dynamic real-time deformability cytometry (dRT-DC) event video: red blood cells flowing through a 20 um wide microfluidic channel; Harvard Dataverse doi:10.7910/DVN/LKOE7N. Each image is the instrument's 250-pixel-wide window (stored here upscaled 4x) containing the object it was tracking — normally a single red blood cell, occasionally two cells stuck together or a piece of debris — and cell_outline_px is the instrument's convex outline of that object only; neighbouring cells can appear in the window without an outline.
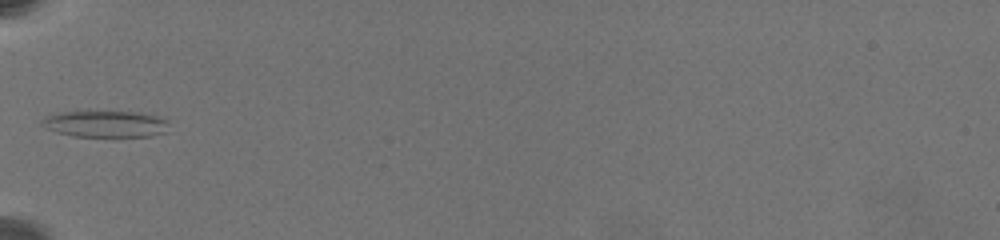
{"species": "common noctule bat (a hibernating species)", "species_latin": "Nyctalus noctula", "temperature_condition": "warm", "stored_images_in_passage": 39, "camera_frame_rate_fps": 3000, "um_per_image_px": 0.085, "animal": {"sex": "female", "body_mass_g": 19.5, "forearm_length_mm": 54.1}, "frame": {"image": 1, "passage_image": 1, "time_ms": 0.0, "image_size_px": [1000, 240], "cell_outline_px": [[168, 120], [164, 132], [152, 136], [72, 136], [56, 132], [44, 128], [40, 124], [40, 120], [44, 116], [60, 112], [140, 112], [156, 116]], "centroid_in_image_um": [8.89, 10.53], "position_along_channel_um": 76.1, "area_um2": 19.54}}
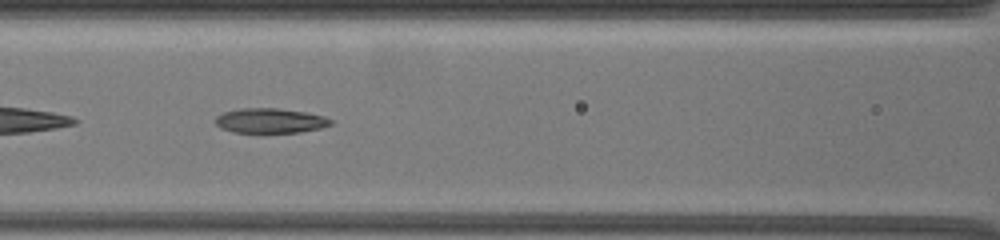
{"frame": {"image": 2, "passage_image": 8, "time_ms": 2.0, "image_size_px": [1000, 240], "cell_outline_px": [[332, 124], [320, 128], [300, 132], [232, 132], [220, 128], [216, 124], [216, 116], [224, 112], [240, 108], [276, 108], [304, 112], [324, 116], [332, 120]], "centroid_in_image_um": [22.95, 10.25], "position_along_channel_um": 143.7, "area_um2": 16.53}}
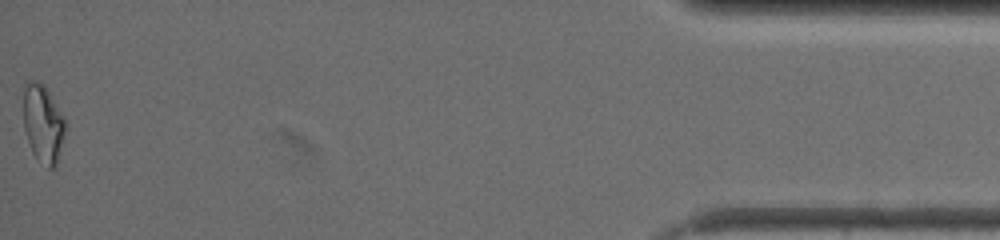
{"frame": {"image": 3, "passage_image": 39, "time_ms": 12.667, "image_size_px": [1000, 240], "cell_outline_px": [[68, 128], [56, 168], [48, 168], [32, 152], [24, 128], [24, 84], [28, 80], [36, 80], [44, 84], [64, 116], [68, 124]], "centroid_in_image_um": [3.71, 10.5], "position_along_channel_um": 431.5, "area_um2": 19.48}, "authors_computed_cell_mechanics": {"area_um2": 17.2822, "velocity_mm_per_s": 3.4379, "shape_relaxation_time_tau1_ms": null, "shape_relaxation_time_tau2_ms": 3.4729, "deformation_change_tau1": null, "deformation_change_tau2": 0.1171}}